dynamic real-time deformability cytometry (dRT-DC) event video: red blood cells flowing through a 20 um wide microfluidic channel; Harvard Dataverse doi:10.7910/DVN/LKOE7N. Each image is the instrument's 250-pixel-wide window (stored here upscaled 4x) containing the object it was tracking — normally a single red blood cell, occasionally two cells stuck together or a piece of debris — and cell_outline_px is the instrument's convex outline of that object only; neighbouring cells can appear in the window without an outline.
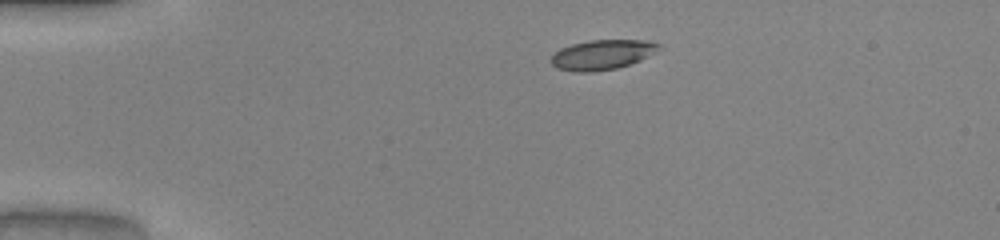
{"species": "common noctule bat (a hibernating species)", "species_latin": "Nyctalus noctula", "temperature_condition": "warm", "stored_images_in_passage": 41, "camera_frame_rate_fps": 3000, "um_per_image_px": 0.085, "animal": {"sex": "male", "body_mass_g": 20.0, "forearm_length_mm": 53.3}, "frame": {"image": 1, "passage_image": 1, "time_ms": 0.0, "image_size_px": [1000, 240], "cell_outline_px": [[664, 44], [648, 56], [640, 60], [616, 68], [592, 72], [576, 72], [556, 68], [552, 64], [552, 56], [560, 48], [572, 44], [588, 40], [644, 40]], "centroid_in_image_um": [51.18, 4.64], "position_along_channel_um": 33.8, "area_um2": 18.61}}
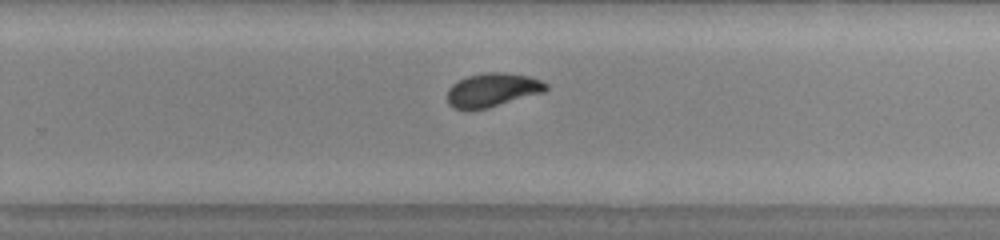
{"frame": {"image": 2, "passage_image": 24, "time_ms": 7.667, "image_size_px": [1000, 240], "cell_outline_px": [[548, 88], [544, 92], [488, 108], [452, 108], [448, 104], [448, 88], [452, 84], [468, 76], [488, 72], [500, 72], [528, 76], [540, 80], [548, 84]], "centroid_in_image_um": [41.87, 7.64], "position_along_channel_um": 287.9, "area_um2": 19.07}}
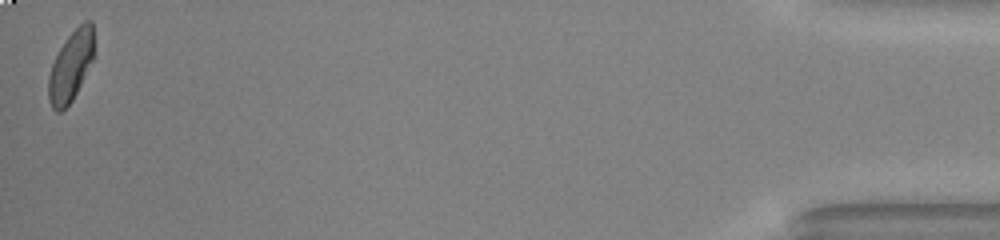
{"frame": {"image": 3, "passage_image": 41, "time_ms": 13.333, "image_size_px": [1000, 240], "cell_outline_px": [[92, 60], [72, 100], [60, 112], [56, 112], [52, 108], [48, 100], [48, 76], [52, 64], [60, 48], [68, 36], [84, 20], [92, 20]], "centroid_in_image_um": [5.98, 5.64], "position_along_channel_um": 429.2, "area_um2": 18.09}, "authors_computed_cell_mechanics": {"area_um2": 19.2474, "velocity_mm_per_s": 4.0467, "shape_relaxation_time_tau1_ms": 7.128, "shape_relaxation_time_tau2_ms": 0.8135, "deformation_change_tau1": 0.1778, "deformation_change_tau2": 0.0355}}